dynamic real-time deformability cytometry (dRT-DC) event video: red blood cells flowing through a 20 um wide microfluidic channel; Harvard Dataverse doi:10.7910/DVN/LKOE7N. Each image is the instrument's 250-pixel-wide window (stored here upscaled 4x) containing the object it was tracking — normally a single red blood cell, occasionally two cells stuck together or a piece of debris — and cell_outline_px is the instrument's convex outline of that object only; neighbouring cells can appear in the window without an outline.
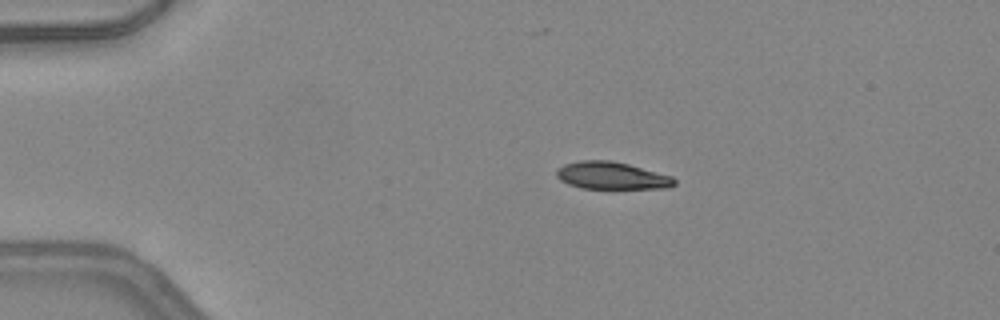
{"species": "common noctule bat (a hibernating species)", "species_latin": "Nyctalus noctula", "temperature_condition": "warm", "stored_images_in_passage": 48, "camera_frame_rate_fps": 3000, "um_per_image_px": 0.085, "animal": {"sex": "female", "body_mass_g": 24.6, "forearm_length_mm": 56.2}, "frame": {"image": 1, "passage_image": 9, "time_ms": 2.667, "image_size_px": [1000, 320], "cell_outline_px": [[676, 184], [668, 188], [580, 188], [568, 184], [560, 180], [556, 176], [556, 168], [564, 164], [580, 160], [612, 160], [628, 164], [672, 176], [676, 180]], "centroid_in_image_um": [51.97, 14.92], "position_along_channel_um": 33.0, "area_um2": 18.84}}
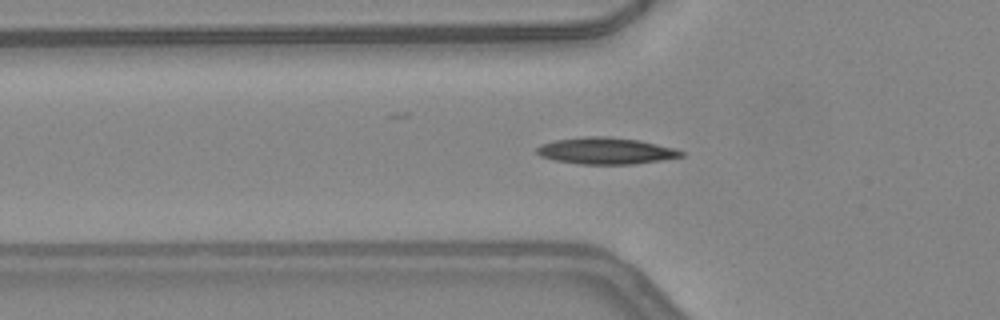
{"frame": {"image": 2, "passage_image": 16, "time_ms": 5.0, "image_size_px": [1000, 320], "cell_outline_px": [[684, 156], [660, 160], [632, 164], [580, 164], [556, 160], [540, 156], [536, 152], [536, 148], [540, 144], [556, 140], [584, 136], [608, 136], [640, 140], [676, 148], [684, 152]], "centroid_in_image_um": [51.5, 12.81], "position_along_channel_um": 74.3, "area_um2": 22.43}}
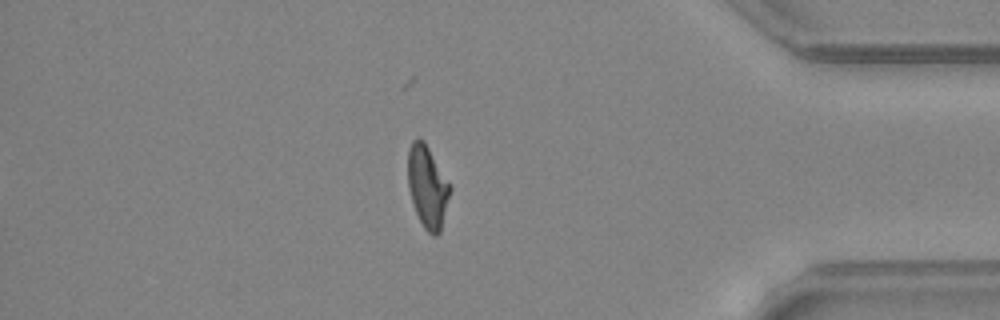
{"frame": {"image": 3, "passage_image": 41, "time_ms": 13.333, "image_size_px": [1000, 320], "cell_outline_px": [[452, 188], [440, 232], [436, 236], [432, 236], [424, 228], [416, 212], [408, 188], [408, 148], [412, 140], [424, 140], [452, 184]], "centroid_in_image_um": [36.36, 15.86], "position_along_channel_um": 398.8, "area_um2": 20.4}, "authors_computed_cell_mechanics": {"area_um2": 20.1144, "velocity_mm_per_s": 4.2611, "shape_relaxation_time_tau1_ms": 7.4295, "shape_relaxation_time_tau2_ms": 1.8234, "deformation_change_tau1": 0.2507, "deformation_change_tau2": 0.0929}}